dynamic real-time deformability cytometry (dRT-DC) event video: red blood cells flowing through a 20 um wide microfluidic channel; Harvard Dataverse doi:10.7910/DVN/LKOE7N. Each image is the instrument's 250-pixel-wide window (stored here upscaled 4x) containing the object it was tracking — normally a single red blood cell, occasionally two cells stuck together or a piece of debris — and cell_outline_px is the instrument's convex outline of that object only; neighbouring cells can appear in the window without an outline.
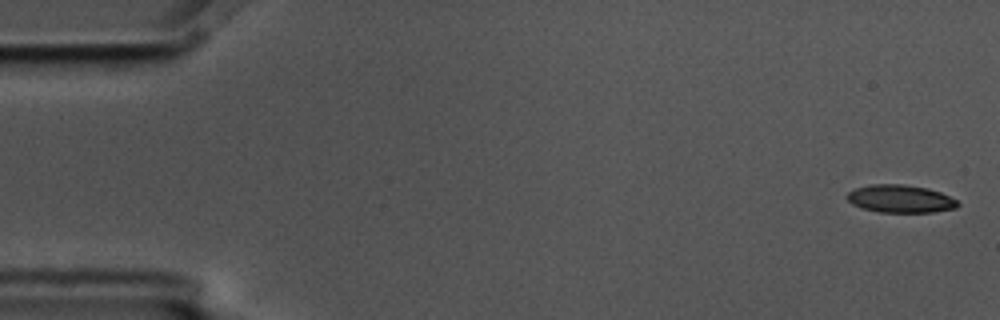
{"species": "common noctule bat (a hibernating species)", "species_latin": "Nyctalus noctula", "temperature_condition": "cold", "stored_images_in_passage": 5, "camera_frame_rate_fps": 3000, "um_per_image_px": 0.085, "animal": {"sex": "male", "body_mass_g": 17.5, "forearm_length_mm": 52.3}, "frame": {"image": 1, "passage_image": 1, "time_ms": 0.0, "image_size_px": [1000, 320], "cell_outline_px": [[960, 204], [956, 208], [932, 212], [880, 212], [864, 208], [852, 204], [848, 200], [848, 192], [856, 188], [872, 184], [904, 184], [928, 188], [940, 192], [956, 200]], "centroid_in_image_um": [76.55, 16.89], "position_along_channel_um": 8.5, "area_um2": 17.74}}
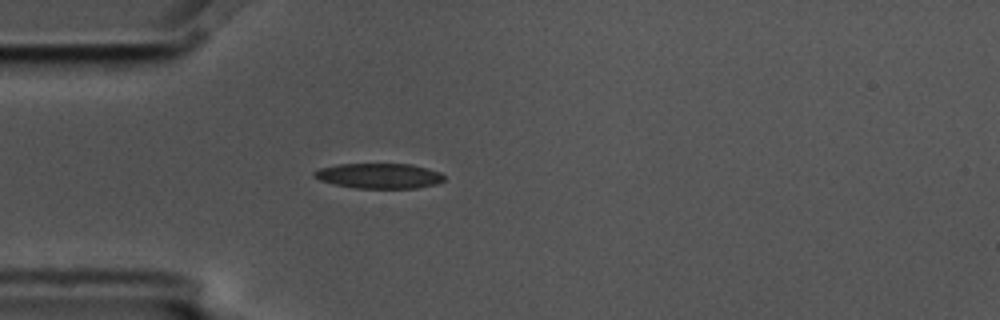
{"frame": {"image": 2, "passage_image": 5, "time_ms": 1.333, "image_size_px": [1000, 320], "cell_outline_px": [[444, 180], [436, 184], [416, 188], [356, 188], [336, 184], [320, 180], [312, 176], [312, 172], [320, 168], [336, 164], [412, 164], [428, 168], [440, 172], [444, 176]], "centroid_in_image_um": [32.22, 14.94], "position_along_channel_um": 52.8, "area_um2": 19.07}}